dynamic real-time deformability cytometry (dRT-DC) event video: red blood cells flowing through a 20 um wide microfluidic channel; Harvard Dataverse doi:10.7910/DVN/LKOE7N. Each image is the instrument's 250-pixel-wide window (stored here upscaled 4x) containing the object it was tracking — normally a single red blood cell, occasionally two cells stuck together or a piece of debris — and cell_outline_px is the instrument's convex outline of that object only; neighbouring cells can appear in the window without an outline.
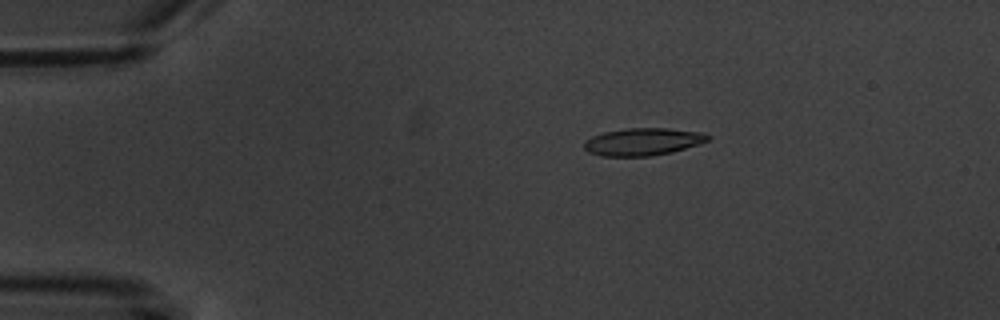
{"species": "common noctule bat (a hibernating species)", "species_latin": "Nyctalus noctula", "temperature_condition": "warm", "stored_images_in_passage": 4, "camera_frame_rate_fps": 3000, "um_per_image_px": 0.085, "animal": {"sex": "male", "body_mass_g": 20.1, "forearm_length_mm": 53.5}, "frame": {"image": 1, "passage_image": 1, "time_ms": 0.0, "image_size_px": [1000, 320], "cell_outline_px": [[712, 136], [708, 140], [700, 144], [672, 152], [652, 156], [600, 156], [588, 152], [584, 148], [584, 140], [592, 136], [604, 132], [628, 128], [668, 128], [704, 132]], "centroid_in_image_um": [54.66, 12.04], "position_along_channel_um": 30.3, "area_um2": 20.0}}
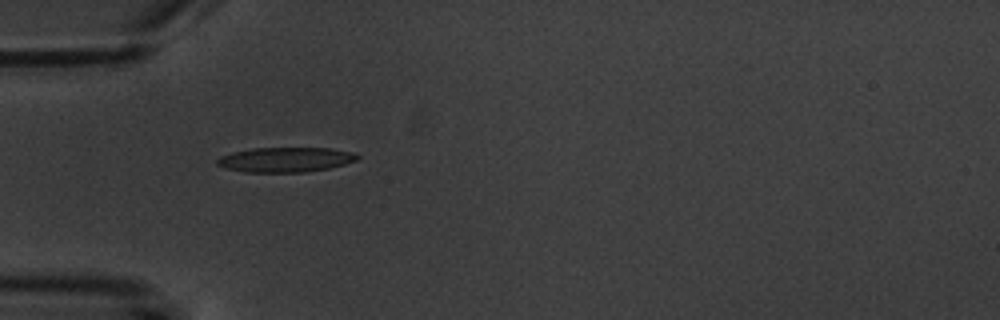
{"frame": {"image": 2, "passage_image": 3, "time_ms": 2.333, "image_size_px": [1000, 320], "cell_outline_px": [[360, 156], [356, 160], [344, 164], [328, 168], [304, 172], [244, 172], [224, 168], [216, 164], [216, 160], [220, 156], [232, 152], [252, 148], [332, 148], [352, 152]], "centroid_in_image_um": [24.23, 13.57], "position_along_channel_um": 60.8, "area_um2": 20.29}}